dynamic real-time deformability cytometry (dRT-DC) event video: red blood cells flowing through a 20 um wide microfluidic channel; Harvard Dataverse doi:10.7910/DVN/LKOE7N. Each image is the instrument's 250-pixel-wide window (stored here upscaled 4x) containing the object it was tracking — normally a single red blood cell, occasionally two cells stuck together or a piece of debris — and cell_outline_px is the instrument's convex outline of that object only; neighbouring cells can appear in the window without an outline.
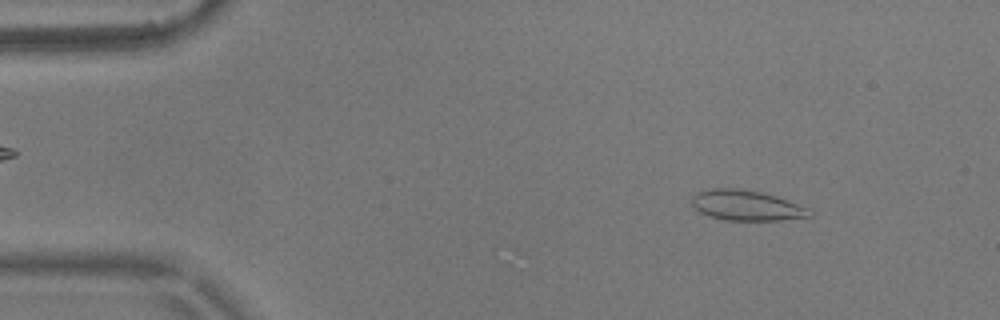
{"species": "common noctule bat (a hibernating species)", "species_latin": "Nyctalus noctula", "temperature_condition": "warm", "stored_images_in_passage": 6, "camera_frame_rate_fps": 3000, "um_per_image_px": 0.085, "animal": {"sex": "male", "body_mass_g": 17.9}, "frame": {"image": 1, "passage_image": 1, "time_ms": 0.0, "image_size_px": [1000, 320], "cell_outline_px": [[812, 216], [780, 220], [724, 220], [708, 216], [700, 212], [692, 204], [692, 196], [696, 192], [712, 188], [736, 188], [764, 192], [776, 196], [808, 208], [812, 212]], "centroid_in_image_um": [63.43, 17.45], "position_along_channel_um": 21.6, "area_um2": 20.81}}
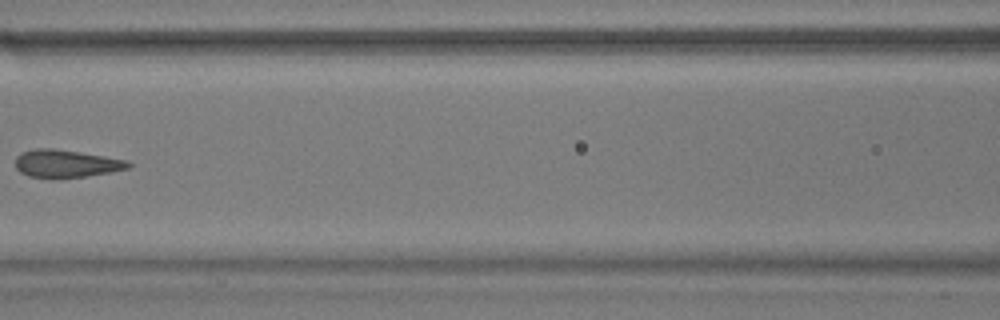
{"frame": {"image": 2, "passage_image": 6, "time_ms": 1.667, "image_size_px": [1000, 320], "cell_outline_px": [[132, 164], [128, 168], [112, 172], [60, 180], [52, 180], [28, 176], [20, 172], [16, 168], [16, 156], [24, 152], [36, 148], [52, 148], [104, 156], [128, 160]], "centroid_in_image_um": [5.61, 13.94], "position_along_channel_um": 161.0, "area_um2": 18.61}}